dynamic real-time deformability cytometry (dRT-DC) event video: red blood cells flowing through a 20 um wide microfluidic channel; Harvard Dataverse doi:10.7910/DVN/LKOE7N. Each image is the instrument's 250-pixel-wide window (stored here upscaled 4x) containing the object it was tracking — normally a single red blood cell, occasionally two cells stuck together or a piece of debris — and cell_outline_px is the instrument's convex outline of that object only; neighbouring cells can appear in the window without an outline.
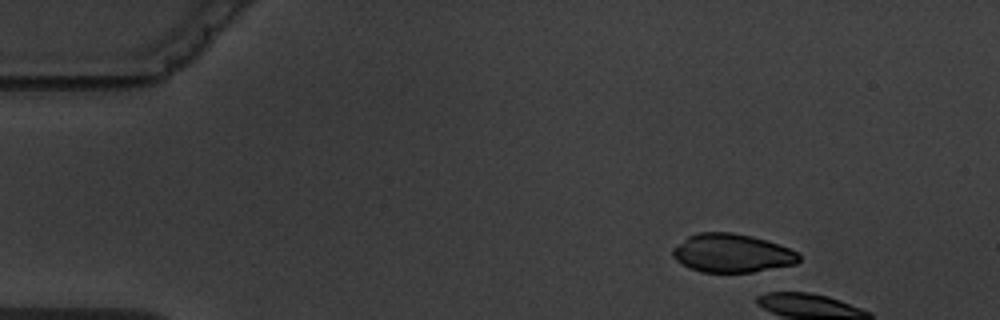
{"species": "common noctule bat (a hibernating species)", "species_latin": "Nyctalus noctula", "temperature_condition": "warm", "stored_images_in_passage": 10, "camera_frame_rate_fps": 3000, "um_per_image_px": 0.085, "animal": {"sex": "male", "body_mass_g": 19.5, "forearm_length_mm": 54.6}, "frame": {"image": 1, "passage_image": 1, "time_ms": 0.0, "image_size_px": [1000, 320], "cell_outline_px": [[800, 260], [796, 264], [752, 272], [704, 272], [692, 268], [676, 260], [672, 256], [672, 248], [688, 236], [696, 232], [732, 232], [752, 236], [788, 248], [796, 252], [800, 256]], "centroid_in_image_um": [62.19, 21.51], "position_along_channel_um": 22.8, "area_um2": 28.09}}
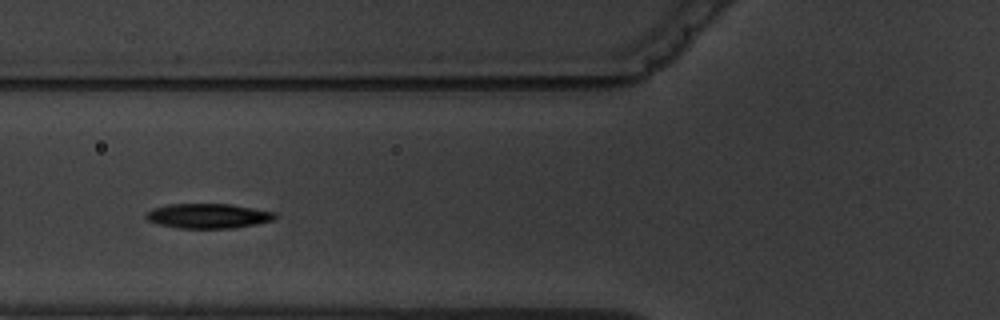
{"frame": {"image": 2, "passage_image": 6, "time_ms": 5.667, "image_size_px": [1000, 320], "cell_outline_px": [[276, 216], [272, 220], [256, 224], [232, 228], [176, 228], [160, 224], [148, 220], [144, 216], [152, 208], [168, 204], [228, 204], [276, 212]], "centroid_in_image_um": [17.67, 18.35], "position_along_channel_um": 108.1, "area_um2": 18.44}}
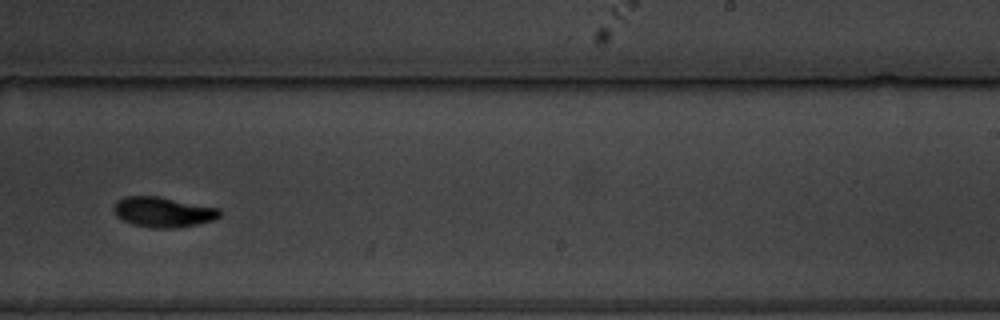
{"frame": {"image": 3, "passage_image": 10, "time_ms": 10.333, "image_size_px": [1000, 320], "cell_outline_px": [[220, 216], [212, 220], [196, 224], [176, 228], [152, 228], [132, 224], [116, 216], [112, 208], [116, 200], [124, 196], [156, 196], [220, 208]], "centroid_in_image_um": [13.82, 18.02], "position_along_channel_um": 275.2, "area_um2": 18.61}}